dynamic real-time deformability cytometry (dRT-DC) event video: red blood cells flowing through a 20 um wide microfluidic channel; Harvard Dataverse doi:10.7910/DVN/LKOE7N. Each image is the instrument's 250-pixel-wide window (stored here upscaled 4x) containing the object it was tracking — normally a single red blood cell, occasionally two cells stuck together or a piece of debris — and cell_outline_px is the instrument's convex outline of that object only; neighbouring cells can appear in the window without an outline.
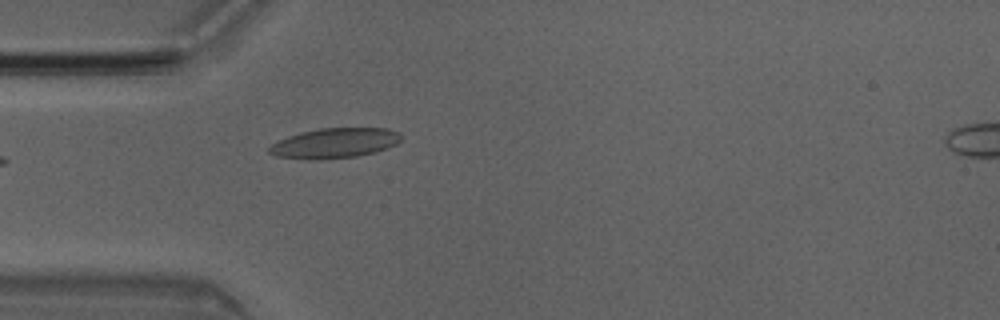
{"species": "Egyptian fruit bat (a non-hibernating species)", "species_latin": "Rousettus aegyptiacus", "temperature_condition": "room temperature", "stored_images_in_passage": 5, "camera_frame_rate_fps": 3000, "um_per_image_px": 0.085, "animal": {"sex": "male"}, "frame": {"image": 1, "passage_image": 4, "time_ms": 1.0, "image_size_px": [1000, 320], "cell_outline_px": [[400, 140], [396, 144], [388, 148], [376, 152], [356, 156], [312, 160], [276, 156], [268, 152], [268, 148], [272, 144], [288, 136], [300, 132], [320, 128], [388, 128], [400, 132]], "centroid_in_image_um": [28.45, 12.16], "position_along_channel_um": 56.5, "area_um2": 23.06}}